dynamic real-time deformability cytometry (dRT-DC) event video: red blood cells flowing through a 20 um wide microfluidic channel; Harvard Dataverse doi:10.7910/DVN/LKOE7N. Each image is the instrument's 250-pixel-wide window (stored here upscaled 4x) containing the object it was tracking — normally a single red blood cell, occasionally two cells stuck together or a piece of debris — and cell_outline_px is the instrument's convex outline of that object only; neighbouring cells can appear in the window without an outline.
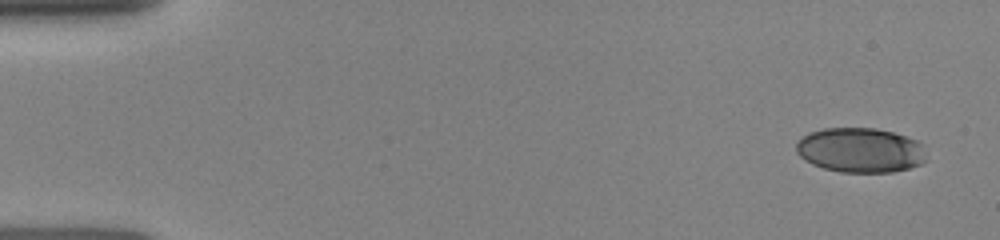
{"species": "human", "species_latin": "Homo sapiens", "temperature_condition": "room temperature", "stored_images_in_passage": 10, "camera_frame_rate_fps": 3000, "um_per_image_px": 0.085, "donor": {"sex": "female"}, "frame": {"image": 1, "passage_image": 1, "time_ms": 0.0, "image_size_px": [1000, 240], "cell_outline_px": [[924, 160], [920, 164], [908, 168], [892, 172], [840, 172], [824, 168], [812, 164], [800, 156], [796, 152], [796, 144], [808, 132], [824, 128], [876, 128], [892, 132], [916, 140], [924, 144]], "centroid_in_image_um": [73.11, 12.76], "position_along_channel_um": 11.9, "area_um2": 33.81}}
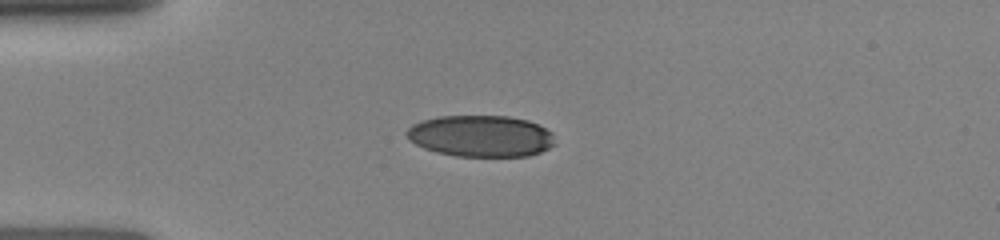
{"frame": {"image": 2, "passage_image": 6, "time_ms": 3.333, "image_size_px": [1000, 240], "cell_outline_px": [[556, 144], [540, 152], [528, 156], [456, 156], [436, 152], [424, 148], [408, 140], [404, 132], [412, 124], [424, 120], [440, 116], [508, 116], [528, 120], [552, 132]], "centroid_in_image_um": [40.86, 11.56], "position_along_channel_um": 44.1, "area_um2": 35.95}}
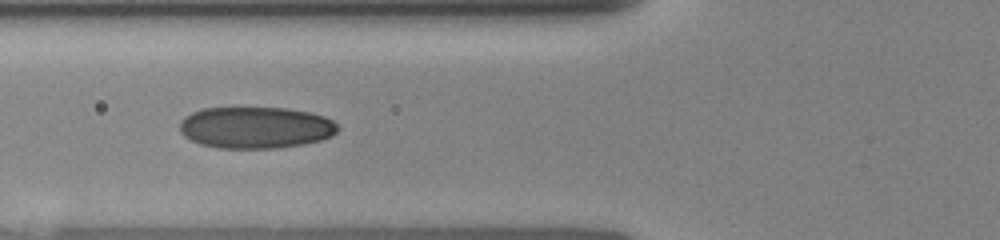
{"frame": {"image": 3, "passage_image": 9, "time_ms": 5.333, "image_size_px": [1000, 240], "cell_outline_px": [[340, 128], [332, 136], [320, 140], [304, 144], [276, 148], [220, 148], [200, 144], [184, 136], [180, 132], [180, 120], [184, 116], [192, 112], [204, 108], [288, 108], [308, 112], [324, 116], [332, 120]], "centroid_in_image_um": [21.72, 10.84], "position_along_channel_um": 104.1, "area_um2": 38.44}}